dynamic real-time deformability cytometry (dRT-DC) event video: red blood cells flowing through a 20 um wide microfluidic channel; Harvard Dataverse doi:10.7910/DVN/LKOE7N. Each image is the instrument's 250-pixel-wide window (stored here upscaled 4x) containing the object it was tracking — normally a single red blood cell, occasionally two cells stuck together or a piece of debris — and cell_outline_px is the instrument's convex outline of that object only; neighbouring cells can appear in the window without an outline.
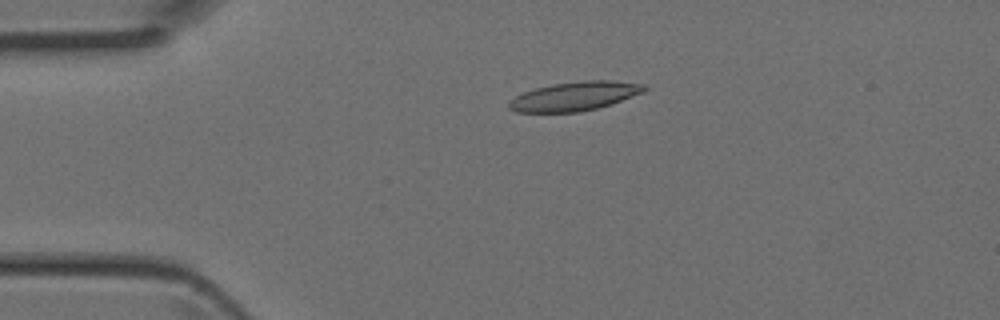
{"species": "Egyptian fruit bat (a non-hibernating species)", "species_latin": "Rousettus aegyptiacus", "temperature_condition": "room temperature", "stored_images_in_passage": 4, "camera_frame_rate_fps": 3000, "um_per_image_px": 0.085, "animal": {"sex": "female"}, "frame": {"image": 1, "passage_image": 3, "time_ms": 0.667, "image_size_px": [1000, 320], "cell_outline_px": [[648, 88], [644, 92], [612, 104], [580, 112], [516, 112], [508, 108], [508, 100], [524, 92], [536, 88], [552, 84], [584, 80], [608, 80], [644, 84]], "centroid_in_image_um": [48.84, 8.18], "position_along_channel_um": 36.2, "area_um2": 22.89}}